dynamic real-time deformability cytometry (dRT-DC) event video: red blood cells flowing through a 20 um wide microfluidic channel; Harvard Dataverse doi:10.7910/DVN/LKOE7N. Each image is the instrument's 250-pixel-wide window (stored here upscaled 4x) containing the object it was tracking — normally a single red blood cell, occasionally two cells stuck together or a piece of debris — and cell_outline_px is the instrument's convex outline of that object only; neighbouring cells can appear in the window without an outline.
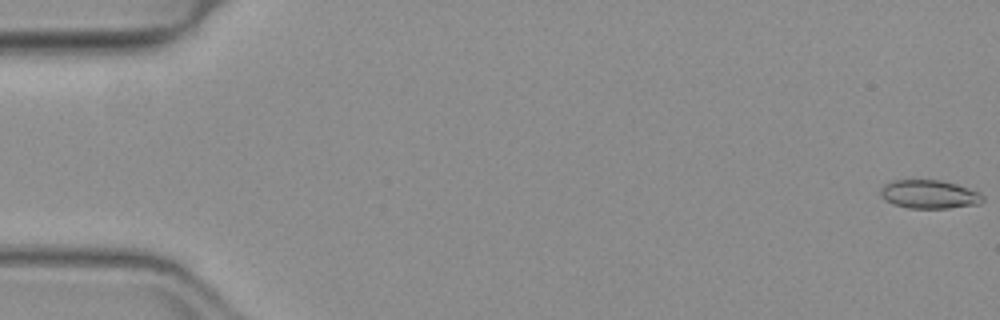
{"species": "common noctule bat (a hibernating species)", "species_latin": "Nyctalus noctula", "temperature_condition": "warm", "stored_images_in_passage": 50, "camera_frame_rate_fps": 3000, "um_per_image_px": 0.085, "animal": {"sex": "female", "body_mass_g": 19.3, "forearm_length_mm": 54.1}, "frame": {"image": 1, "passage_image": 1, "time_ms": 0.0, "image_size_px": [1000, 320], "cell_outline_px": [[984, 200], [980, 204], [948, 208], [908, 208], [892, 204], [884, 200], [880, 196], [880, 188], [884, 184], [892, 180], [940, 180], [956, 184], [980, 192], [984, 196]], "centroid_in_image_um": [78.97, 16.52], "position_along_channel_um": 6.0, "area_um2": 17.22}}
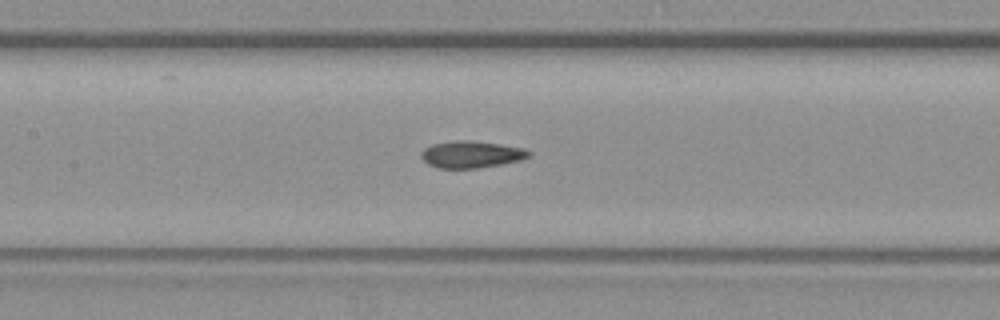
{"frame": {"image": 2, "passage_image": 25, "time_ms": 8.0, "image_size_px": [1000, 320], "cell_outline_px": [[532, 156], [524, 160], [476, 168], [440, 168], [428, 164], [420, 156], [420, 152], [424, 148], [432, 144], [460, 140], [464, 140], [500, 144], [524, 148], [532, 152]], "centroid_in_image_um": [40.1, 13.13], "position_along_channel_um": 167.3, "area_um2": 16.88}}
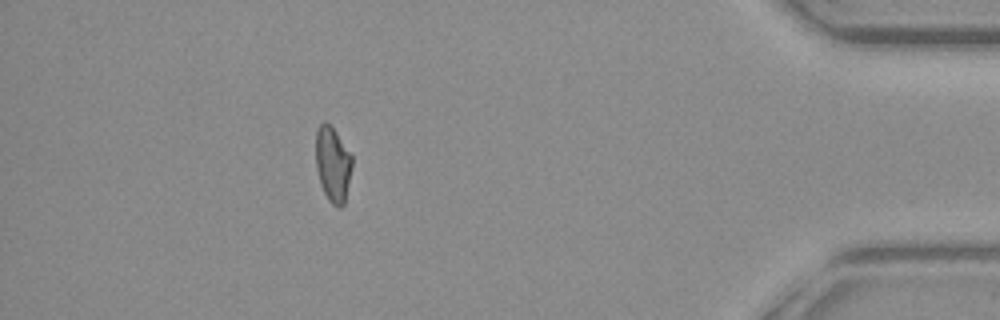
{"frame": {"image": 3, "passage_image": 47, "time_ms": 15.333, "image_size_px": [1000, 320], "cell_outline_px": [[352, 168], [344, 204], [340, 208], [336, 208], [328, 200], [320, 184], [316, 168], [316, 128], [324, 120], [336, 132], [352, 156]], "centroid_in_image_um": [28.28, 13.98], "position_along_channel_um": 406.9, "area_um2": 15.95}, "authors_computed_cell_mechanics": {"area_um2": 16.5308, "velocity_mm_per_s": 4.0091, "shape_relaxation_time_tau1_ms": null, "shape_relaxation_time_tau2_ms": 3.1254, "deformation_change_tau1": null, "deformation_change_tau2": 0.1005}}